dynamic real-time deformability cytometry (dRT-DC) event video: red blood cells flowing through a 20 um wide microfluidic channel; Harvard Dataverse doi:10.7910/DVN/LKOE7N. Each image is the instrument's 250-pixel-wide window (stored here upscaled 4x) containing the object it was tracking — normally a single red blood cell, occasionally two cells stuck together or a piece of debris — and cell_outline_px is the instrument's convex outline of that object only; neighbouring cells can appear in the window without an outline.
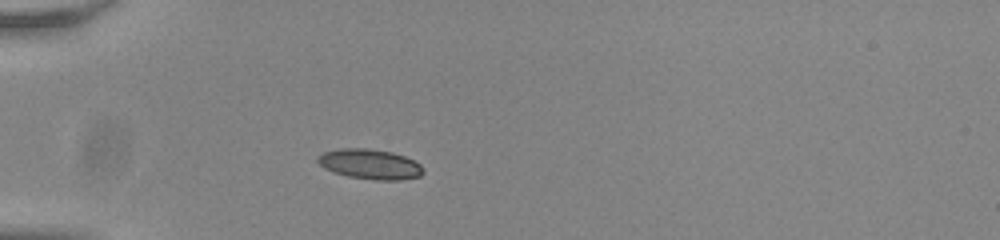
{"species": "common noctule bat (a hibernating species)", "species_latin": "Nyctalus noctula", "temperature_condition": "room temperature", "stored_images_in_passage": 39, "camera_frame_rate_fps": 3000, "um_per_image_px": 0.085, "animal": {"sex": "male", "body_mass_g": 20.0, "forearm_length_mm": 53.3}, "frame": {"image": 1, "passage_image": 1, "time_ms": 0.0, "image_size_px": [1000, 240], "cell_outline_px": [[424, 172], [420, 176], [400, 180], [376, 180], [348, 176], [332, 172], [324, 168], [316, 160], [324, 152], [340, 148], [364, 148], [392, 152], [404, 156], [420, 164], [424, 168]], "centroid_in_image_um": [31.46, 13.96], "position_along_channel_um": 53.5, "area_um2": 18.38}}
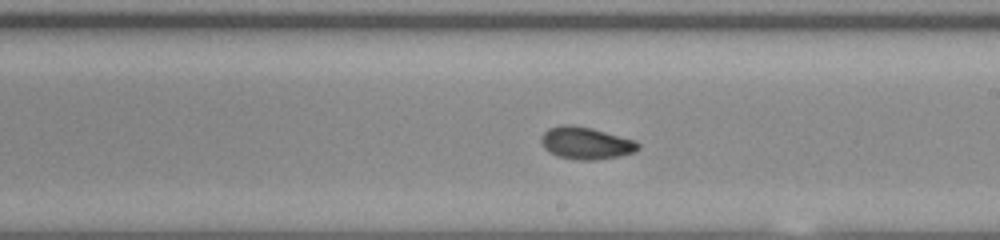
{"frame": {"image": 2, "passage_image": 17, "time_ms": 5.333, "image_size_px": [1000, 240], "cell_outline_px": [[640, 148], [636, 152], [616, 156], [592, 160], [580, 160], [560, 156], [544, 148], [540, 140], [540, 136], [548, 128], [560, 124], [572, 124], [592, 128], [636, 140], [640, 144]], "centroid_in_image_um": [49.81, 12.13], "position_along_channel_um": 239.2, "area_um2": 18.21}}
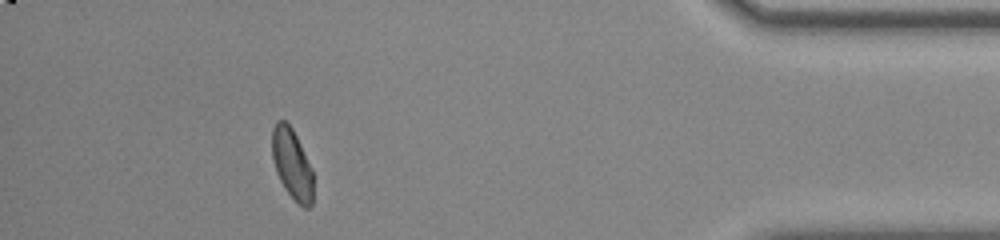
{"frame": {"image": 3, "passage_image": 34, "time_ms": 11.0, "image_size_px": [1000, 240], "cell_outline_px": [[312, 204], [308, 208], [304, 208], [284, 188], [276, 172], [272, 156], [272, 128], [276, 120], [284, 120], [292, 128], [312, 168]], "centroid_in_image_um": [24.8, 13.91], "position_along_channel_um": 410.4, "area_um2": 16.65}, "authors_computed_cell_mechanics": {"area_um2": 17.7446, "velocity_mm_per_s": 3.8127, "shape_relaxation_time_tau1_ms": 6.4449, "shape_relaxation_time_tau2_ms": 1.7772, "deformation_change_tau1": 0.1424, "deformation_change_tau2": 0.0576}}